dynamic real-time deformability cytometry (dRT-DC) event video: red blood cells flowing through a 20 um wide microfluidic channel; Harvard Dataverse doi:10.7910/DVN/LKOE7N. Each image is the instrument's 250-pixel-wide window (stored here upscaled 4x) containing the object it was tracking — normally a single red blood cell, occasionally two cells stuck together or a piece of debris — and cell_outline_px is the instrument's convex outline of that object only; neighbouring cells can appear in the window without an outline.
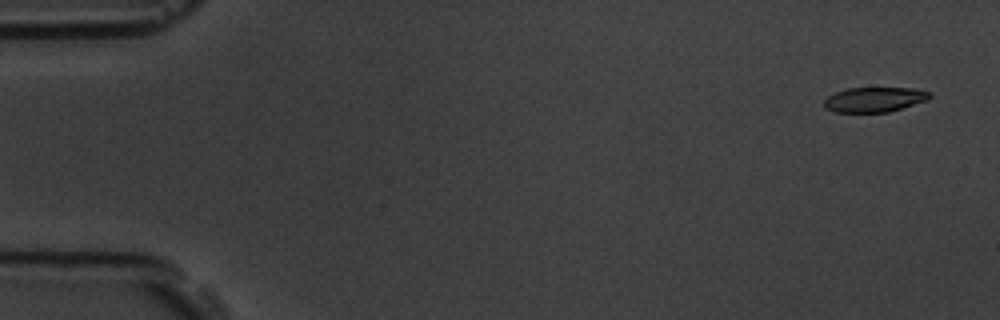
{"species": "common noctule bat (a hibernating species)", "species_latin": "Nyctalus noctula", "temperature_condition": "room temperature", "stored_images_in_passage": 54, "camera_frame_rate_fps": 3000, "um_per_image_px": 0.085, "animal": {"sex": "male", "body_mass_g": 19.5, "forearm_length_mm": 54.6}, "frame": {"image": 1, "passage_image": 1, "time_ms": 0.0, "image_size_px": [1000, 320], "cell_outline_px": [[932, 96], [928, 100], [888, 112], [836, 112], [824, 108], [824, 100], [828, 96], [836, 92], [848, 88], [916, 88], [928, 92]], "centroid_in_image_um": [74.32, 8.46], "position_along_channel_um": 10.7, "area_um2": 15.26}}
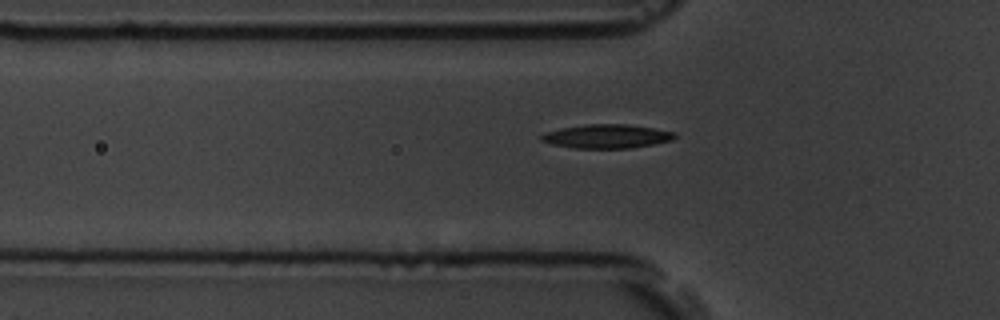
{"frame": {"image": 2, "passage_image": 17, "time_ms": 5.333, "image_size_px": [1000, 320], "cell_outline_px": [[676, 136], [672, 140], [632, 148], [572, 148], [552, 144], [540, 140], [540, 136], [544, 132], [560, 128], [588, 124], [628, 124], [676, 132]], "centroid_in_image_um": [51.55, 11.58], "position_along_channel_um": 74.3, "area_um2": 18.55}}
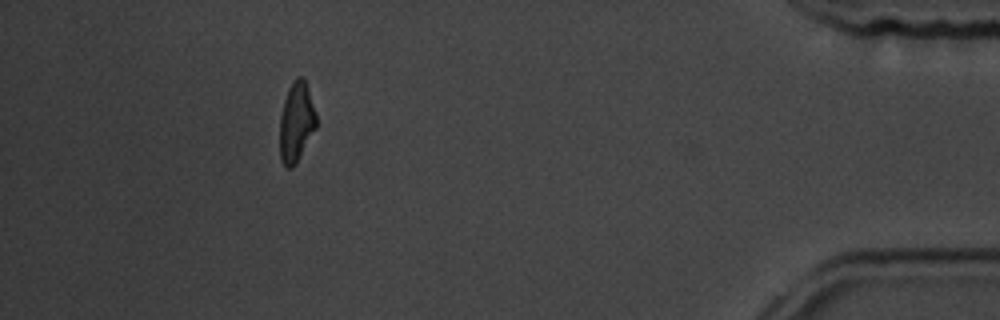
{"frame": {"image": 3, "passage_image": 49, "time_ms": 16.0, "image_size_px": [1000, 320], "cell_outline_px": [[316, 128], [296, 164], [292, 168], [288, 168], [280, 160], [280, 116], [284, 100], [288, 88], [292, 80], [296, 76], [300, 76], [304, 80], [308, 88], [316, 112]], "centroid_in_image_um": [25.18, 10.37], "position_along_channel_um": 410.0, "area_um2": 17.05}, "authors_computed_cell_mechanics": {"area_um2": 17.5423, "velocity_mm_per_s": 3.6825, "shape_relaxation_time_tau1_ms": 3.9367, "shape_relaxation_time_tau2_ms": 5.2447, "deformation_change_tau1": 0.1614, "deformation_change_tau2": 0.1228}}